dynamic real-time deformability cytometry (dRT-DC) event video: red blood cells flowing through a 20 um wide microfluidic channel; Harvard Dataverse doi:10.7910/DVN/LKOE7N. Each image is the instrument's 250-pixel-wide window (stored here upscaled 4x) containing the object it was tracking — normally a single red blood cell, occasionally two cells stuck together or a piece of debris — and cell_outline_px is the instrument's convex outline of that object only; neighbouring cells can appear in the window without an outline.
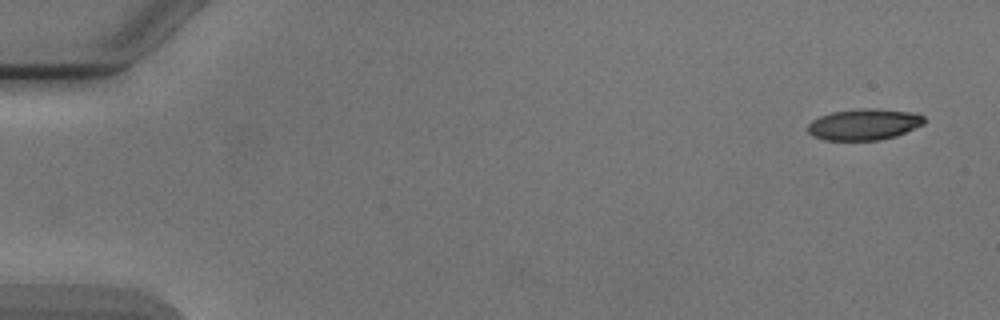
{"species": "Egyptian fruit bat (a non-hibernating species)", "species_latin": "Rousettus aegyptiacus", "temperature_condition": "cold", "stored_images_in_passage": 5, "camera_frame_rate_fps": 3000, "um_per_image_px": 0.085, "animal": {"sex": "male"}, "frame": {"image": 1, "passage_image": 1, "time_ms": 0.0, "image_size_px": [1000, 320], "cell_outline_px": [[924, 124], [896, 136], [880, 140], [824, 140], [812, 136], [808, 132], [808, 124], [812, 120], [820, 116], [832, 112], [868, 108], [912, 112], [924, 116]], "centroid_in_image_um": [73.43, 10.58], "position_along_channel_um": 11.6, "area_um2": 21.04}}
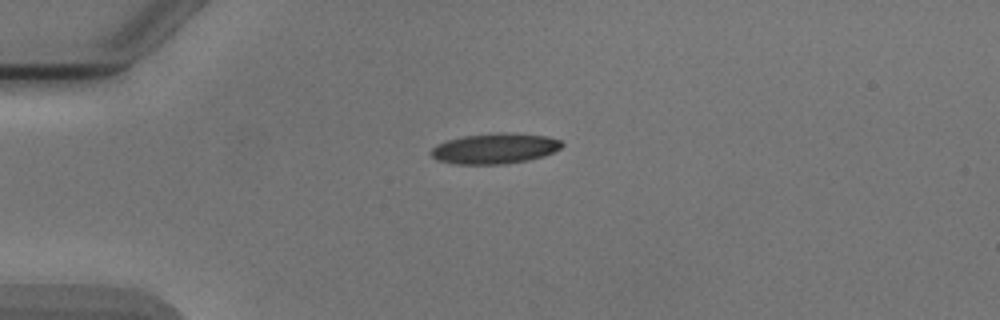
{"frame": {"image": 2, "passage_image": 4, "time_ms": 3.667, "image_size_px": [1000, 320], "cell_outline_px": [[564, 144], [560, 148], [544, 156], [528, 160], [504, 164], [456, 164], [436, 160], [428, 152], [436, 144], [448, 140], [464, 136], [496, 132], [516, 132], [548, 136], [560, 140]], "centroid_in_image_um": [42.06, 12.61], "position_along_channel_um": 42.9, "area_um2": 23.52}}